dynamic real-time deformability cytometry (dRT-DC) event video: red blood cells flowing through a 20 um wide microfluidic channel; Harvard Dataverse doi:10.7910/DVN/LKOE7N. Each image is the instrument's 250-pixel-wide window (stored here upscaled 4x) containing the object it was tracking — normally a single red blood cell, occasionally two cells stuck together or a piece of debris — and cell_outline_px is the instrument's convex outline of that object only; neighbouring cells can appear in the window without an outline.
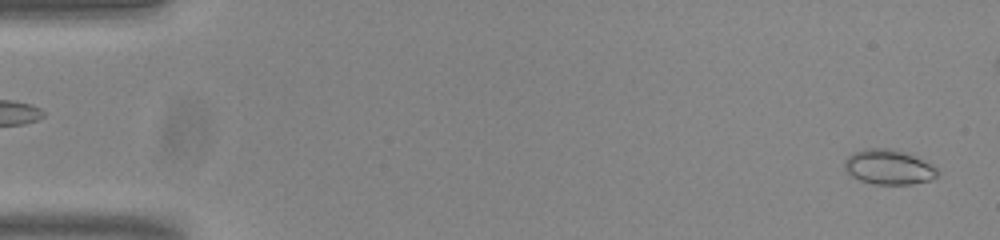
{"species": "common noctule bat (a hibernating species)", "species_latin": "Nyctalus noctula", "temperature_condition": "room temperature", "stored_images_in_passage": 10, "camera_frame_rate_fps": 3000, "um_per_image_px": 0.085, "animal": {"sex": "male", "body_mass_g": 20.0, "forearm_length_mm": 53.3}, "frame": {"image": 1, "passage_image": 2, "time_ms": 0.333, "image_size_px": [1000, 240], "cell_outline_px": [[940, 172], [932, 180], [912, 184], [872, 184], [860, 180], [852, 176], [844, 168], [844, 160], [852, 152], [864, 148], [892, 148], [912, 156], [936, 168]], "centroid_in_image_um": [75.48, 14.2], "position_along_channel_um": 9.5, "area_um2": 18.73}}